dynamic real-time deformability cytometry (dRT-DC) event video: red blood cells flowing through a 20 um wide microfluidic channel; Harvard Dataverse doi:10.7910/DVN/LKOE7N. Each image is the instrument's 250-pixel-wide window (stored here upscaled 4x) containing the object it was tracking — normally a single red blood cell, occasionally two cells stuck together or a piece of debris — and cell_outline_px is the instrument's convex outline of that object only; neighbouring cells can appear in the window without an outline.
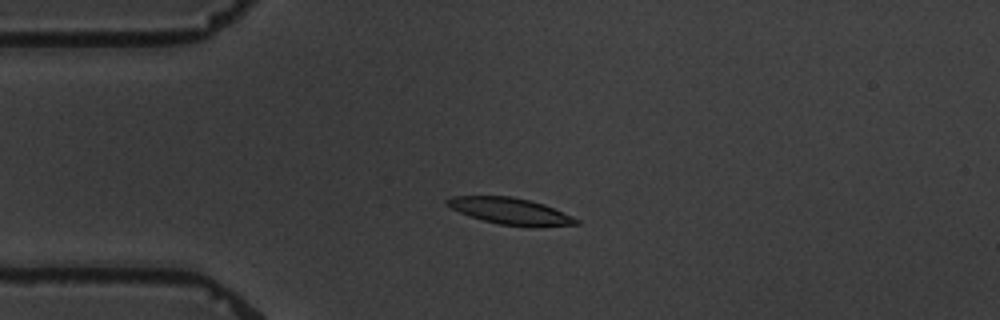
{"species": "common noctule bat (a hibernating species)", "species_latin": "Nyctalus noctula", "temperature_condition": "warm", "stored_images_in_passage": 4, "camera_frame_rate_fps": 3000, "um_per_image_px": 0.085, "animal": {"sex": "male", "body_mass_g": 19.5, "forearm_length_mm": 54.6}, "frame": {"image": 1, "passage_image": 3, "time_ms": 3.0, "image_size_px": [1000, 320], "cell_outline_px": [[580, 224], [536, 228], [532, 228], [500, 224], [484, 220], [460, 212], [444, 204], [444, 200], [452, 196], [512, 196], [544, 204], [572, 216], [580, 220]], "centroid_in_image_um": [43.42, 17.96], "position_along_channel_um": 41.6, "area_um2": 20.11}}